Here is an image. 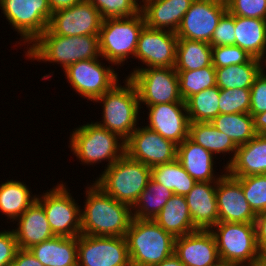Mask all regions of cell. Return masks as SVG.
<instances>
[{
	"label": "cell",
	"instance_id": "6da1fadb",
	"mask_svg": "<svg viewBox=\"0 0 266 266\" xmlns=\"http://www.w3.org/2000/svg\"><path fill=\"white\" fill-rule=\"evenodd\" d=\"M87 188L85 207L81 209V234L125 237L133 218L132 208L106 194L95 183Z\"/></svg>",
	"mask_w": 266,
	"mask_h": 266
},
{
	"label": "cell",
	"instance_id": "7a4b0ae2",
	"mask_svg": "<svg viewBox=\"0 0 266 266\" xmlns=\"http://www.w3.org/2000/svg\"><path fill=\"white\" fill-rule=\"evenodd\" d=\"M99 35L60 36L46 29L25 52L27 58L61 64L63 70L81 60L100 58Z\"/></svg>",
	"mask_w": 266,
	"mask_h": 266
},
{
	"label": "cell",
	"instance_id": "3957f363",
	"mask_svg": "<svg viewBox=\"0 0 266 266\" xmlns=\"http://www.w3.org/2000/svg\"><path fill=\"white\" fill-rule=\"evenodd\" d=\"M125 238L131 266H153L174 253L175 238L151 219L132 218Z\"/></svg>",
	"mask_w": 266,
	"mask_h": 266
},
{
	"label": "cell",
	"instance_id": "277c9868",
	"mask_svg": "<svg viewBox=\"0 0 266 266\" xmlns=\"http://www.w3.org/2000/svg\"><path fill=\"white\" fill-rule=\"evenodd\" d=\"M151 168L126 153L95 180L106 194L132 208L151 179Z\"/></svg>",
	"mask_w": 266,
	"mask_h": 266
},
{
	"label": "cell",
	"instance_id": "5b68a950",
	"mask_svg": "<svg viewBox=\"0 0 266 266\" xmlns=\"http://www.w3.org/2000/svg\"><path fill=\"white\" fill-rule=\"evenodd\" d=\"M117 82L95 102L103 103L102 123H96L116 133L126 141L137 128L140 109L139 95L134 83L127 77L122 87ZM100 101V102H99Z\"/></svg>",
	"mask_w": 266,
	"mask_h": 266
},
{
	"label": "cell",
	"instance_id": "8992f818",
	"mask_svg": "<svg viewBox=\"0 0 266 266\" xmlns=\"http://www.w3.org/2000/svg\"><path fill=\"white\" fill-rule=\"evenodd\" d=\"M75 129L70 134L69 144L82 163L93 165L106 160L108 163L105 168H108L125 154L126 141L96 122Z\"/></svg>",
	"mask_w": 266,
	"mask_h": 266
},
{
	"label": "cell",
	"instance_id": "52a82bcc",
	"mask_svg": "<svg viewBox=\"0 0 266 266\" xmlns=\"http://www.w3.org/2000/svg\"><path fill=\"white\" fill-rule=\"evenodd\" d=\"M145 26L142 12L131 17L104 19L99 32L100 55L111 65H120L135 56L138 38Z\"/></svg>",
	"mask_w": 266,
	"mask_h": 266
},
{
	"label": "cell",
	"instance_id": "ba28073f",
	"mask_svg": "<svg viewBox=\"0 0 266 266\" xmlns=\"http://www.w3.org/2000/svg\"><path fill=\"white\" fill-rule=\"evenodd\" d=\"M210 231L215 237L220 260L241 266L256 265L260 252L254 223L218 222Z\"/></svg>",
	"mask_w": 266,
	"mask_h": 266
},
{
	"label": "cell",
	"instance_id": "9c48e42d",
	"mask_svg": "<svg viewBox=\"0 0 266 266\" xmlns=\"http://www.w3.org/2000/svg\"><path fill=\"white\" fill-rule=\"evenodd\" d=\"M128 78L134 83L141 103L146 106L164 103H186L179 92L175 68H135Z\"/></svg>",
	"mask_w": 266,
	"mask_h": 266
},
{
	"label": "cell",
	"instance_id": "30bf717a",
	"mask_svg": "<svg viewBox=\"0 0 266 266\" xmlns=\"http://www.w3.org/2000/svg\"><path fill=\"white\" fill-rule=\"evenodd\" d=\"M0 8L24 44H32L48 28L53 13L48 0H0Z\"/></svg>",
	"mask_w": 266,
	"mask_h": 266
},
{
	"label": "cell",
	"instance_id": "8fae6325",
	"mask_svg": "<svg viewBox=\"0 0 266 266\" xmlns=\"http://www.w3.org/2000/svg\"><path fill=\"white\" fill-rule=\"evenodd\" d=\"M60 183L56 187L37 195L43 205L50 228L55 236L78 237L81 234V206L68 192L67 186Z\"/></svg>",
	"mask_w": 266,
	"mask_h": 266
},
{
	"label": "cell",
	"instance_id": "7c38bea8",
	"mask_svg": "<svg viewBox=\"0 0 266 266\" xmlns=\"http://www.w3.org/2000/svg\"><path fill=\"white\" fill-rule=\"evenodd\" d=\"M64 73L74 91L93 102L119 81L113 67L103 66L98 58L73 63Z\"/></svg>",
	"mask_w": 266,
	"mask_h": 266
},
{
	"label": "cell",
	"instance_id": "4fadbf2b",
	"mask_svg": "<svg viewBox=\"0 0 266 266\" xmlns=\"http://www.w3.org/2000/svg\"><path fill=\"white\" fill-rule=\"evenodd\" d=\"M77 255L78 266H131L125 237L80 234Z\"/></svg>",
	"mask_w": 266,
	"mask_h": 266
},
{
	"label": "cell",
	"instance_id": "5bb4252c",
	"mask_svg": "<svg viewBox=\"0 0 266 266\" xmlns=\"http://www.w3.org/2000/svg\"><path fill=\"white\" fill-rule=\"evenodd\" d=\"M226 11V0H193L176 31L177 37L210 43Z\"/></svg>",
	"mask_w": 266,
	"mask_h": 266
},
{
	"label": "cell",
	"instance_id": "9a60e30c",
	"mask_svg": "<svg viewBox=\"0 0 266 266\" xmlns=\"http://www.w3.org/2000/svg\"><path fill=\"white\" fill-rule=\"evenodd\" d=\"M125 153L146 166L170 163L177 159V144L145 127H137L126 140Z\"/></svg>",
	"mask_w": 266,
	"mask_h": 266
},
{
	"label": "cell",
	"instance_id": "2e32d148",
	"mask_svg": "<svg viewBox=\"0 0 266 266\" xmlns=\"http://www.w3.org/2000/svg\"><path fill=\"white\" fill-rule=\"evenodd\" d=\"M102 17L87 0L52 13L48 30L60 36L99 35Z\"/></svg>",
	"mask_w": 266,
	"mask_h": 266
},
{
	"label": "cell",
	"instance_id": "e0dca14e",
	"mask_svg": "<svg viewBox=\"0 0 266 266\" xmlns=\"http://www.w3.org/2000/svg\"><path fill=\"white\" fill-rule=\"evenodd\" d=\"M177 42L176 33L145 25L140 32L134 58L140 59L147 67L174 68Z\"/></svg>",
	"mask_w": 266,
	"mask_h": 266
},
{
	"label": "cell",
	"instance_id": "ac0fdd59",
	"mask_svg": "<svg viewBox=\"0 0 266 266\" xmlns=\"http://www.w3.org/2000/svg\"><path fill=\"white\" fill-rule=\"evenodd\" d=\"M221 174L216 187L218 222L254 223L256 214L245 198L241 181L226 171Z\"/></svg>",
	"mask_w": 266,
	"mask_h": 266
},
{
	"label": "cell",
	"instance_id": "d6986e66",
	"mask_svg": "<svg viewBox=\"0 0 266 266\" xmlns=\"http://www.w3.org/2000/svg\"><path fill=\"white\" fill-rule=\"evenodd\" d=\"M146 107L149 110L147 128L177 145L189 137L190 120L186 103H164Z\"/></svg>",
	"mask_w": 266,
	"mask_h": 266
},
{
	"label": "cell",
	"instance_id": "ffe728a7",
	"mask_svg": "<svg viewBox=\"0 0 266 266\" xmlns=\"http://www.w3.org/2000/svg\"><path fill=\"white\" fill-rule=\"evenodd\" d=\"M174 254L185 266H212L219 259L217 244L210 230H196L175 238Z\"/></svg>",
	"mask_w": 266,
	"mask_h": 266
},
{
	"label": "cell",
	"instance_id": "44dd1931",
	"mask_svg": "<svg viewBox=\"0 0 266 266\" xmlns=\"http://www.w3.org/2000/svg\"><path fill=\"white\" fill-rule=\"evenodd\" d=\"M193 0H142L145 25L176 33ZM166 28V29H165Z\"/></svg>",
	"mask_w": 266,
	"mask_h": 266
},
{
	"label": "cell",
	"instance_id": "7402d4cb",
	"mask_svg": "<svg viewBox=\"0 0 266 266\" xmlns=\"http://www.w3.org/2000/svg\"><path fill=\"white\" fill-rule=\"evenodd\" d=\"M216 187L217 182H196L184 196L197 229L210 230L218 223Z\"/></svg>",
	"mask_w": 266,
	"mask_h": 266
},
{
	"label": "cell",
	"instance_id": "603a6c76",
	"mask_svg": "<svg viewBox=\"0 0 266 266\" xmlns=\"http://www.w3.org/2000/svg\"><path fill=\"white\" fill-rule=\"evenodd\" d=\"M15 221L18 222V227L12 230L19 249H30L55 236L50 228L43 205L38 200H35Z\"/></svg>",
	"mask_w": 266,
	"mask_h": 266
},
{
	"label": "cell",
	"instance_id": "cb8c5ba5",
	"mask_svg": "<svg viewBox=\"0 0 266 266\" xmlns=\"http://www.w3.org/2000/svg\"><path fill=\"white\" fill-rule=\"evenodd\" d=\"M224 169L233 177L266 174V136L256 134L246 144L238 146L234 159Z\"/></svg>",
	"mask_w": 266,
	"mask_h": 266
},
{
	"label": "cell",
	"instance_id": "d4e9b609",
	"mask_svg": "<svg viewBox=\"0 0 266 266\" xmlns=\"http://www.w3.org/2000/svg\"><path fill=\"white\" fill-rule=\"evenodd\" d=\"M214 155L193 142L189 137L177 145V160L196 182H217L222 175L215 176Z\"/></svg>",
	"mask_w": 266,
	"mask_h": 266
},
{
	"label": "cell",
	"instance_id": "484cf974",
	"mask_svg": "<svg viewBox=\"0 0 266 266\" xmlns=\"http://www.w3.org/2000/svg\"><path fill=\"white\" fill-rule=\"evenodd\" d=\"M29 250L44 266H78L77 237L54 236Z\"/></svg>",
	"mask_w": 266,
	"mask_h": 266
},
{
	"label": "cell",
	"instance_id": "4316f807",
	"mask_svg": "<svg viewBox=\"0 0 266 266\" xmlns=\"http://www.w3.org/2000/svg\"><path fill=\"white\" fill-rule=\"evenodd\" d=\"M234 25L236 46L266 64V20L234 16Z\"/></svg>",
	"mask_w": 266,
	"mask_h": 266
},
{
	"label": "cell",
	"instance_id": "83f0119b",
	"mask_svg": "<svg viewBox=\"0 0 266 266\" xmlns=\"http://www.w3.org/2000/svg\"><path fill=\"white\" fill-rule=\"evenodd\" d=\"M154 221L174 238L198 230L190 216L185 197L174 194L161 209Z\"/></svg>",
	"mask_w": 266,
	"mask_h": 266
},
{
	"label": "cell",
	"instance_id": "f1b7e54d",
	"mask_svg": "<svg viewBox=\"0 0 266 266\" xmlns=\"http://www.w3.org/2000/svg\"><path fill=\"white\" fill-rule=\"evenodd\" d=\"M264 63L252 58L248 63L215 68L217 87L219 89H250L255 78L266 68Z\"/></svg>",
	"mask_w": 266,
	"mask_h": 266
},
{
	"label": "cell",
	"instance_id": "f546056e",
	"mask_svg": "<svg viewBox=\"0 0 266 266\" xmlns=\"http://www.w3.org/2000/svg\"><path fill=\"white\" fill-rule=\"evenodd\" d=\"M189 138L199 144L213 155L234 153L230 160L226 163L225 168L234 159L237 146L234 142L224 133L220 132L210 122H190L189 125Z\"/></svg>",
	"mask_w": 266,
	"mask_h": 266
},
{
	"label": "cell",
	"instance_id": "4dcf8cb0",
	"mask_svg": "<svg viewBox=\"0 0 266 266\" xmlns=\"http://www.w3.org/2000/svg\"><path fill=\"white\" fill-rule=\"evenodd\" d=\"M31 191L26 183L7 180L0 185V211L12 220L19 218L28 207L37 200V196H31Z\"/></svg>",
	"mask_w": 266,
	"mask_h": 266
},
{
	"label": "cell",
	"instance_id": "1f68e13d",
	"mask_svg": "<svg viewBox=\"0 0 266 266\" xmlns=\"http://www.w3.org/2000/svg\"><path fill=\"white\" fill-rule=\"evenodd\" d=\"M212 64V46L208 42L178 38L176 71L198 70Z\"/></svg>",
	"mask_w": 266,
	"mask_h": 266
},
{
	"label": "cell",
	"instance_id": "d6a6232c",
	"mask_svg": "<svg viewBox=\"0 0 266 266\" xmlns=\"http://www.w3.org/2000/svg\"><path fill=\"white\" fill-rule=\"evenodd\" d=\"M174 195L172 190L157 183L152 178L144 191L132 206V216L135 219L154 220L164 205Z\"/></svg>",
	"mask_w": 266,
	"mask_h": 266
},
{
	"label": "cell",
	"instance_id": "836d02e7",
	"mask_svg": "<svg viewBox=\"0 0 266 266\" xmlns=\"http://www.w3.org/2000/svg\"><path fill=\"white\" fill-rule=\"evenodd\" d=\"M210 123L226 134L237 147L256 135L253 117L249 113L219 114Z\"/></svg>",
	"mask_w": 266,
	"mask_h": 266
},
{
	"label": "cell",
	"instance_id": "e575fe53",
	"mask_svg": "<svg viewBox=\"0 0 266 266\" xmlns=\"http://www.w3.org/2000/svg\"><path fill=\"white\" fill-rule=\"evenodd\" d=\"M151 177L174 194L182 196L187 195L196 183L177 159L151 168Z\"/></svg>",
	"mask_w": 266,
	"mask_h": 266
},
{
	"label": "cell",
	"instance_id": "d590c367",
	"mask_svg": "<svg viewBox=\"0 0 266 266\" xmlns=\"http://www.w3.org/2000/svg\"><path fill=\"white\" fill-rule=\"evenodd\" d=\"M220 89L217 86L207 88L191 96L186 101L190 122H211L219 115Z\"/></svg>",
	"mask_w": 266,
	"mask_h": 266
},
{
	"label": "cell",
	"instance_id": "8d00e7d4",
	"mask_svg": "<svg viewBox=\"0 0 266 266\" xmlns=\"http://www.w3.org/2000/svg\"><path fill=\"white\" fill-rule=\"evenodd\" d=\"M176 72L178 73L179 92L184 102L202 90L217 86L215 67L212 64L198 70Z\"/></svg>",
	"mask_w": 266,
	"mask_h": 266
},
{
	"label": "cell",
	"instance_id": "74e56055",
	"mask_svg": "<svg viewBox=\"0 0 266 266\" xmlns=\"http://www.w3.org/2000/svg\"><path fill=\"white\" fill-rule=\"evenodd\" d=\"M245 198L257 215L266 209V174L237 177Z\"/></svg>",
	"mask_w": 266,
	"mask_h": 266
},
{
	"label": "cell",
	"instance_id": "f35d334b",
	"mask_svg": "<svg viewBox=\"0 0 266 266\" xmlns=\"http://www.w3.org/2000/svg\"><path fill=\"white\" fill-rule=\"evenodd\" d=\"M99 12L102 19L131 17L140 12L139 0H87Z\"/></svg>",
	"mask_w": 266,
	"mask_h": 266
},
{
	"label": "cell",
	"instance_id": "ab89813d",
	"mask_svg": "<svg viewBox=\"0 0 266 266\" xmlns=\"http://www.w3.org/2000/svg\"><path fill=\"white\" fill-rule=\"evenodd\" d=\"M219 114L249 113L250 89H220Z\"/></svg>",
	"mask_w": 266,
	"mask_h": 266
},
{
	"label": "cell",
	"instance_id": "60d3db41",
	"mask_svg": "<svg viewBox=\"0 0 266 266\" xmlns=\"http://www.w3.org/2000/svg\"><path fill=\"white\" fill-rule=\"evenodd\" d=\"M252 58L236 45L212 46V65L215 68L248 63Z\"/></svg>",
	"mask_w": 266,
	"mask_h": 266
},
{
	"label": "cell",
	"instance_id": "b9f144b4",
	"mask_svg": "<svg viewBox=\"0 0 266 266\" xmlns=\"http://www.w3.org/2000/svg\"><path fill=\"white\" fill-rule=\"evenodd\" d=\"M226 4L234 16L266 20V0H226Z\"/></svg>",
	"mask_w": 266,
	"mask_h": 266
},
{
	"label": "cell",
	"instance_id": "7bdbcfd3",
	"mask_svg": "<svg viewBox=\"0 0 266 266\" xmlns=\"http://www.w3.org/2000/svg\"><path fill=\"white\" fill-rule=\"evenodd\" d=\"M211 46L236 45L234 15L228 10L220 18L213 32Z\"/></svg>",
	"mask_w": 266,
	"mask_h": 266
},
{
	"label": "cell",
	"instance_id": "ee69618b",
	"mask_svg": "<svg viewBox=\"0 0 266 266\" xmlns=\"http://www.w3.org/2000/svg\"><path fill=\"white\" fill-rule=\"evenodd\" d=\"M250 95L249 114L254 117L256 114L266 112V74L264 69L255 78L250 88Z\"/></svg>",
	"mask_w": 266,
	"mask_h": 266
},
{
	"label": "cell",
	"instance_id": "f6af8a7d",
	"mask_svg": "<svg viewBox=\"0 0 266 266\" xmlns=\"http://www.w3.org/2000/svg\"><path fill=\"white\" fill-rule=\"evenodd\" d=\"M19 250L15 234L12 231L0 232V266H11Z\"/></svg>",
	"mask_w": 266,
	"mask_h": 266
},
{
	"label": "cell",
	"instance_id": "bcb514c9",
	"mask_svg": "<svg viewBox=\"0 0 266 266\" xmlns=\"http://www.w3.org/2000/svg\"><path fill=\"white\" fill-rule=\"evenodd\" d=\"M256 242L260 254L266 253V209L255 218Z\"/></svg>",
	"mask_w": 266,
	"mask_h": 266
},
{
	"label": "cell",
	"instance_id": "7dc6e473",
	"mask_svg": "<svg viewBox=\"0 0 266 266\" xmlns=\"http://www.w3.org/2000/svg\"><path fill=\"white\" fill-rule=\"evenodd\" d=\"M11 266H44L29 249H19Z\"/></svg>",
	"mask_w": 266,
	"mask_h": 266
},
{
	"label": "cell",
	"instance_id": "c3c4849f",
	"mask_svg": "<svg viewBox=\"0 0 266 266\" xmlns=\"http://www.w3.org/2000/svg\"><path fill=\"white\" fill-rule=\"evenodd\" d=\"M253 123L256 134L266 136V112L256 114Z\"/></svg>",
	"mask_w": 266,
	"mask_h": 266
},
{
	"label": "cell",
	"instance_id": "681fc988",
	"mask_svg": "<svg viewBox=\"0 0 266 266\" xmlns=\"http://www.w3.org/2000/svg\"><path fill=\"white\" fill-rule=\"evenodd\" d=\"M82 0H48L52 12L69 8Z\"/></svg>",
	"mask_w": 266,
	"mask_h": 266
},
{
	"label": "cell",
	"instance_id": "f907efd6",
	"mask_svg": "<svg viewBox=\"0 0 266 266\" xmlns=\"http://www.w3.org/2000/svg\"><path fill=\"white\" fill-rule=\"evenodd\" d=\"M153 266H185L179 258L173 253L171 256L167 257L161 263Z\"/></svg>",
	"mask_w": 266,
	"mask_h": 266
},
{
	"label": "cell",
	"instance_id": "816d5d0a",
	"mask_svg": "<svg viewBox=\"0 0 266 266\" xmlns=\"http://www.w3.org/2000/svg\"><path fill=\"white\" fill-rule=\"evenodd\" d=\"M255 266H266V253L260 254V258L256 262Z\"/></svg>",
	"mask_w": 266,
	"mask_h": 266
},
{
	"label": "cell",
	"instance_id": "f5cc1de1",
	"mask_svg": "<svg viewBox=\"0 0 266 266\" xmlns=\"http://www.w3.org/2000/svg\"><path fill=\"white\" fill-rule=\"evenodd\" d=\"M212 266H241V265L220 260L215 265Z\"/></svg>",
	"mask_w": 266,
	"mask_h": 266
}]
</instances>
